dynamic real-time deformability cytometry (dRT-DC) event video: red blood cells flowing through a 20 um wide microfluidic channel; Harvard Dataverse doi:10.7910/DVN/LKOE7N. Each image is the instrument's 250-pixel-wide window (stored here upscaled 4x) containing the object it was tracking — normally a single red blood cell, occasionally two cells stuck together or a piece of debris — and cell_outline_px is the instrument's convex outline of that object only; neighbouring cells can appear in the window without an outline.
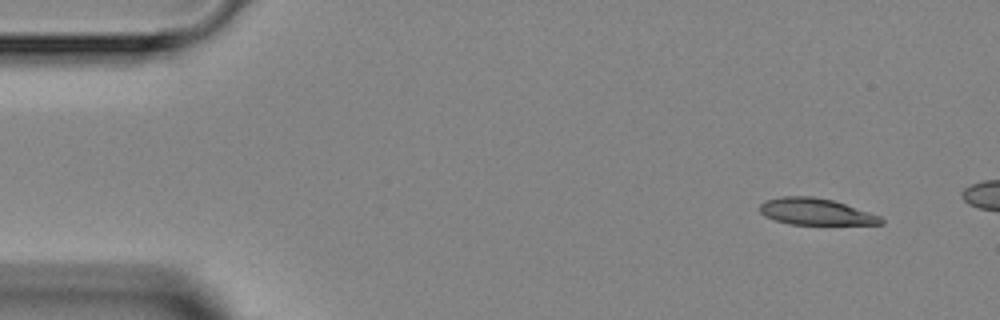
{"species": "Egyptian fruit bat (a non-hibernating species)", "species_latin": "Rousettus aegyptiacus", "temperature_condition": "room temperature", "stored_images_in_passage": 3, "camera_frame_rate_fps": 3000, "um_per_image_px": 0.085, "animal": {"sex": "female"}, "frame": {"image": 1, "passage_image": 1, "time_ms": 0.0, "image_size_px": [1000, 320], "cell_outline_px": [[884, 224], [792, 224], [776, 220], [764, 216], [760, 212], [760, 204], [764, 200], [784, 196], [812, 196], [832, 200], [880, 216], [884, 220]], "centroid_in_image_um": [69.3, 17.99], "position_along_channel_um": 15.7, "area_um2": 18.5}}